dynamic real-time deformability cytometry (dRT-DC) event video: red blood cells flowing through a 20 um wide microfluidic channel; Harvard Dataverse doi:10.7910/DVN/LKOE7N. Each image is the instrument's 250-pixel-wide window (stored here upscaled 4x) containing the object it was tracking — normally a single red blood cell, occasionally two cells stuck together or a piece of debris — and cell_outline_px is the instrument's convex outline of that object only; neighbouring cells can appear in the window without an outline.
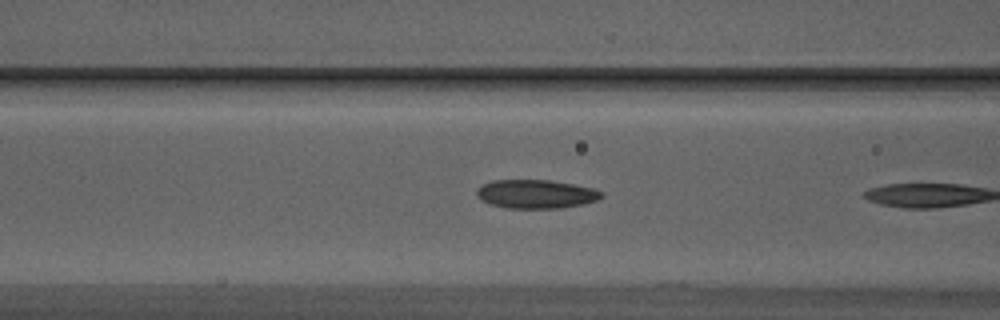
{"species": "Egyptian fruit bat (a non-hibernating species)", "species_latin": "Rousettus aegyptiacus", "temperature_condition": "warm", "stored_images_in_passage": 7, "camera_frame_rate_fps": 3000, "um_per_image_px": 0.085, "animal": {"sex": "male"}, "frame": {"image": 1, "passage_image": 6, "time_ms": 1.667, "image_size_px": [1000, 320], "cell_outline_px": [[604, 196], [596, 200], [584, 204], [560, 208], [508, 208], [488, 204], [480, 200], [476, 196], [476, 188], [492, 180], [548, 180], [572, 184], [592, 188], [604, 192]], "centroid_in_image_um": [45.53, 16.5], "position_along_channel_um": 121.1, "area_um2": 20.98}}